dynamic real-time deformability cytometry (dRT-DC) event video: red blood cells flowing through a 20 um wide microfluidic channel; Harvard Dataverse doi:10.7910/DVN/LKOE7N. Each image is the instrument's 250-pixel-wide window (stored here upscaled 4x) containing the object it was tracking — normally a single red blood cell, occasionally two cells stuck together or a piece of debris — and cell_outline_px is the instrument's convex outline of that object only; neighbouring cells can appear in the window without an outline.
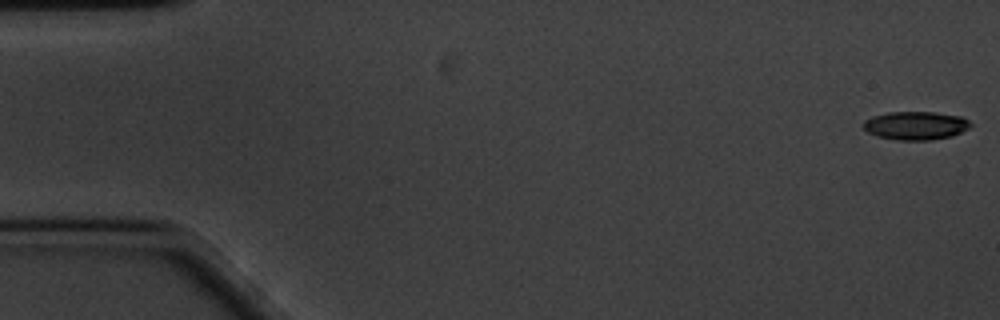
{"species": "common noctule bat (a hibernating species)", "species_latin": "Nyctalus noctula", "temperature_condition": "cold", "stored_images_in_passage": 13, "camera_frame_rate_fps": 3000, "um_per_image_px": 0.085, "animal": {"sex": "male", "body_mass_g": 20.1, "forearm_length_mm": 53.5}, "frame": {"image": 1, "passage_image": 1, "time_ms": 0.0, "image_size_px": [1000, 320], "cell_outline_px": [[972, 124], [968, 128], [952, 136], [932, 140], [896, 140], [880, 136], [868, 132], [864, 128], [864, 120], [872, 116], [888, 112], [936, 112], [960, 116], [968, 120]], "centroid_in_image_um": [77.84, 10.67], "position_along_channel_um": 7.2, "area_um2": 17.63}}